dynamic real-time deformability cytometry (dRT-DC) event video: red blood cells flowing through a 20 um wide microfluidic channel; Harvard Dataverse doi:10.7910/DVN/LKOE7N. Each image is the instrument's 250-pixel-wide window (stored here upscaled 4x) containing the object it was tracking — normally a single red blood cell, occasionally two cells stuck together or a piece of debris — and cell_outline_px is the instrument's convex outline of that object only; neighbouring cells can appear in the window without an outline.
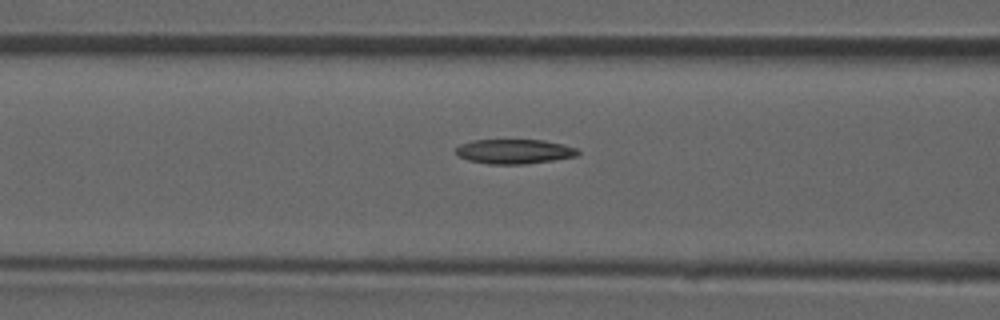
{"species": "common noctule bat (a hibernating species)", "species_latin": "Nyctalus noctula", "temperature_condition": "room temperature", "stored_images_in_passage": 20, "camera_frame_rate_fps": 3000, "um_per_image_px": 0.085, "animal": {"sex": "male", "forearm_length_mm": 52.5}, "frame": {"image": 1, "passage_image": 4, "time_ms": 1.0, "image_size_px": [1000, 320], "cell_outline_px": [[580, 152], [576, 156], [552, 160], [524, 164], [488, 164], [468, 160], [460, 156], [456, 152], [456, 148], [460, 144], [472, 140], [544, 140], [564, 144], [576, 148]], "centroid_in_image_um": [43.72, 12.87], "position_along_channel_um": 122.9, "area_um2": 17.4}}